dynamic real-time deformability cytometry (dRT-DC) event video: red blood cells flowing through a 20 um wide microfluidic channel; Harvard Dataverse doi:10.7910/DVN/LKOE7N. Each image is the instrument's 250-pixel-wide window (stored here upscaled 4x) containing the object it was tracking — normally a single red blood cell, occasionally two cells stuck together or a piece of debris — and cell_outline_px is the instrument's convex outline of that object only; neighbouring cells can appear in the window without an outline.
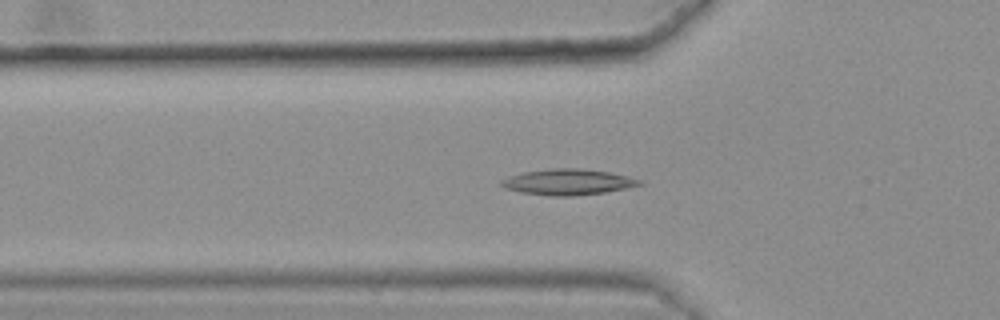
{"species": "common noctule bat (a hibernating species)", "species_latin": "Nyctalus noctula", "temperature_condition": "warm", "stored_images_in_passage": 31, "camera_frame_rate_fps": 3000, "um_per_image_px": 0.085, "animal": {"sex": "female", "body_mass_g": 25.1}, "frame": {"image": 1, "passage_image": 2, "time_ms": 0.333, "image_size_px": [1000, 320], "cell_outline_px": [[644, 184], [604, 192], [572, 196], [552, 196], [520, 192], [504, 188], [500, 184], [500, 180], [508, 176], [524, 172], [552, 168], [580, 168], [608, 172], [640, 180]], "centroid_in_image_um": [48.2, 15.47], "position_along_channel_um": 77.6, "area_um2": 20.58}}
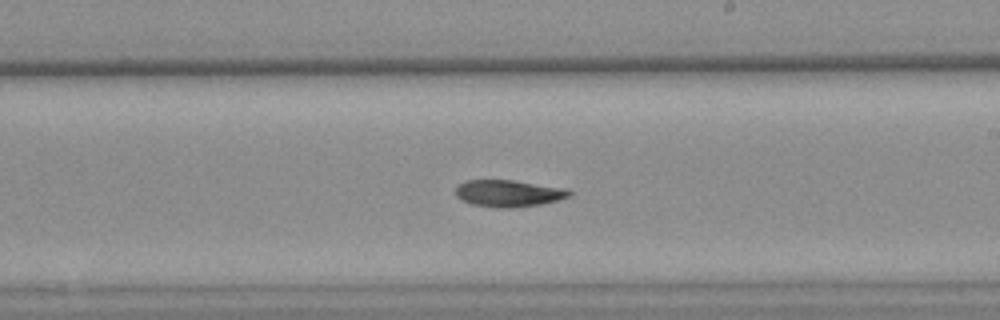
{"frame": {"image": 2, "passage_image": 16, "time_ms": 5.0, "image_size_px": [1000, 320], "cell_outline_px": [[572, 196], [540, 204], [516, 208], [492, 208], [472, 204], [460, 200], [456, 196], [456, 188], [464, 180], [512, 180], [568, 188], [572, 192]], "centroid_in_image_um": [43.23, 16.44], "position_along_channel_um": 245.8, "area_um2": 18.03}}
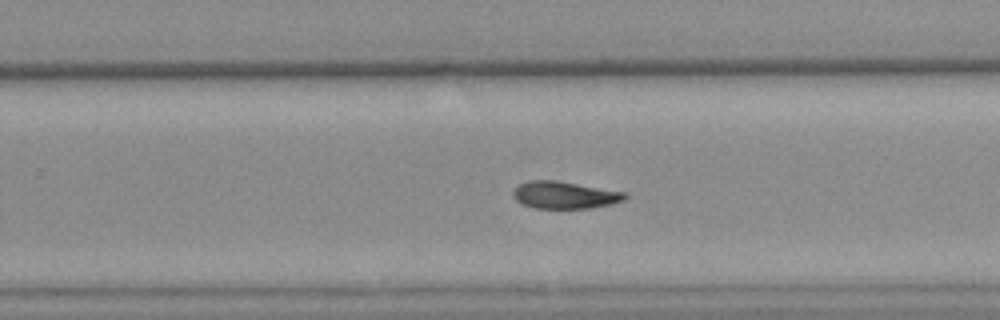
{"frame": {"image": 3, "passage_image": 19, "time_ms": 6.0, "image_size_px": [1000, 320], "cell_outline_px": [[628, 196], [624, 200], [612, 204], [592, 208], [532, 208], [516, 200], [512, 196], [512, 192], [520, 184], [528, 180], [556, 180], [628, 192]], "centroid_in_image_um": [48.03, 16.57], "position_along_channel_um": 281.8, "area_um2": 17.92}}